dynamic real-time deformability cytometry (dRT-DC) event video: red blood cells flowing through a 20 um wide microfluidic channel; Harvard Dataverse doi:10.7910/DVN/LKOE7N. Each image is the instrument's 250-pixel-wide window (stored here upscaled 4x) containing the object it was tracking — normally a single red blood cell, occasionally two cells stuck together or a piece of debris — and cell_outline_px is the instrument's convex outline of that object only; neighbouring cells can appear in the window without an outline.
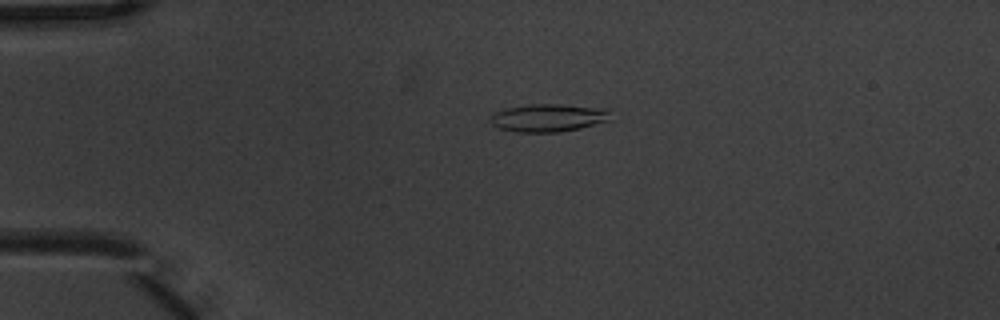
{"species": "common noctule bat (a hibernating species)", "species_latin": "Nyctalus noctula", "temperature_condition": "warm", "stored_images_in_passage": 5, "camera_frame_rate_fps": 3000, "um_per_image_px": 0.085, "animal": {"sex": "male", "body_mass_g": 20.1, "forearm_length_mm": 53.5}, "frame": {"image": 1, "passage_image": 4, "time_ms": 1.0, "image_size_px": [1000, 320], "cell_outline_px": [[612, 120], [580, 128], [560, 132], [516, 132], [500, 128], [492, 124], [492, 112], [504, 108], [532, 104], [560, 104], [608, 108]], "centroid_in_image_um": [46.65, 10.0], "position_along_channel_um": 38.4, "area_um2": 19.65}}